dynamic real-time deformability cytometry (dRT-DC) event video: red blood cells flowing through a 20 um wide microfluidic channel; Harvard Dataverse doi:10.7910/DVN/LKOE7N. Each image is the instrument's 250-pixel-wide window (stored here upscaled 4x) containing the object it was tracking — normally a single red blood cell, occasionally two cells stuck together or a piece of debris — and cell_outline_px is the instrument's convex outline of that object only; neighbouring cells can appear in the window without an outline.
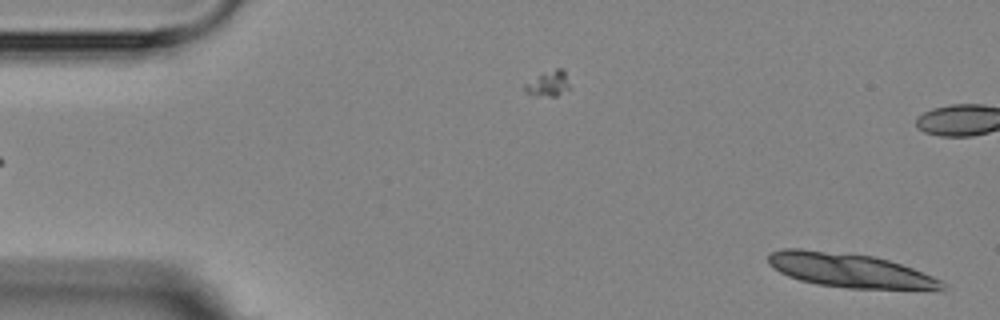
{"species": "Egyptian fruit bat (a non-hibernating species)", "species_latin": "Rousettus aegyptiacus", "temperature_condition": "room temperature", "stored_images_in_passage": 4, "segment_of_instrument_passage": [2, 2], "camera_frame_rate_fps": 3000, "um_per_image_px": 0.085, "animal": {"sex": "female"}, "frame": {"image": 1, "passage_image": 4, "time_ms": 4.333, "image_size_px": [1000, 320], "cell_outline_px": [[948, 288], [944, 292], [844, 288], [816, 284], [800, 280], [788, 276], [780, 272], [768, 264], [768, 256], [772, 252], [784, 248], [800, 248], [872, 256], [888, 260], [912, 268], [932, 276], [940, 280]], "centroid_in_image_um": [72.35, 23.03], "position_along_channel_um": 12.7, "area_um2": 35.37}}